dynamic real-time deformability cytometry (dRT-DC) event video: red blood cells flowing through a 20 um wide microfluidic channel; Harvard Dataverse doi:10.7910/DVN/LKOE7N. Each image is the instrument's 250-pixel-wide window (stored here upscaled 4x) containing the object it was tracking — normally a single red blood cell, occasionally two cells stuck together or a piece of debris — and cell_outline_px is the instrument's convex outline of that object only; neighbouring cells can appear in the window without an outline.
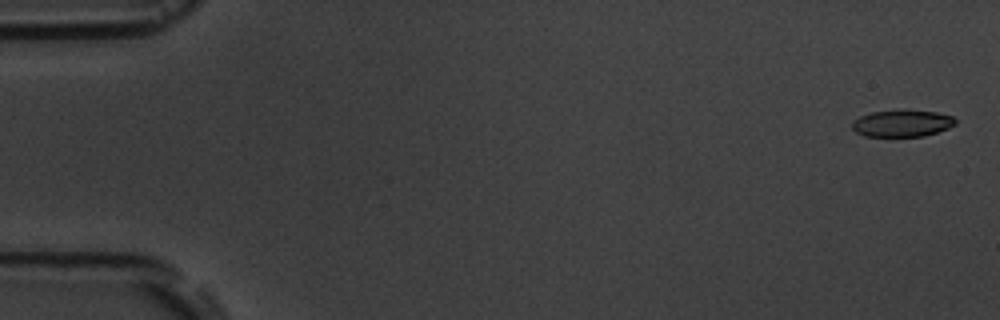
{"species": "common noctule bat (a hibernating species)", "species_latin": "Nyctalus noctula", "temperature_condition": "room temperature", "stored_images_in_passage": 6, "camera_frame_rate_fps": 3000, "um_per_image_px": 0.085, "animal": {"sex": "male", "body_mass_g": 19.5, "forearm_length_mm": 54.6}, "frame": {"image": 1, "passage_image": 1, "time_ms": 0.0, "image_size_px": [1000, 320], "cell_outline_px": [[956, 124], [948, 128], [924, 136], [864, 136], [856, 132], [852, 128], [852, 120], [860, 116], [872, 112], [936, 112], [952, 116], [956, 120]], "centroid_in_image_um": [76.66, 10.52], "position_along_channel_um": 8.3, "area_um2": 15.55}}